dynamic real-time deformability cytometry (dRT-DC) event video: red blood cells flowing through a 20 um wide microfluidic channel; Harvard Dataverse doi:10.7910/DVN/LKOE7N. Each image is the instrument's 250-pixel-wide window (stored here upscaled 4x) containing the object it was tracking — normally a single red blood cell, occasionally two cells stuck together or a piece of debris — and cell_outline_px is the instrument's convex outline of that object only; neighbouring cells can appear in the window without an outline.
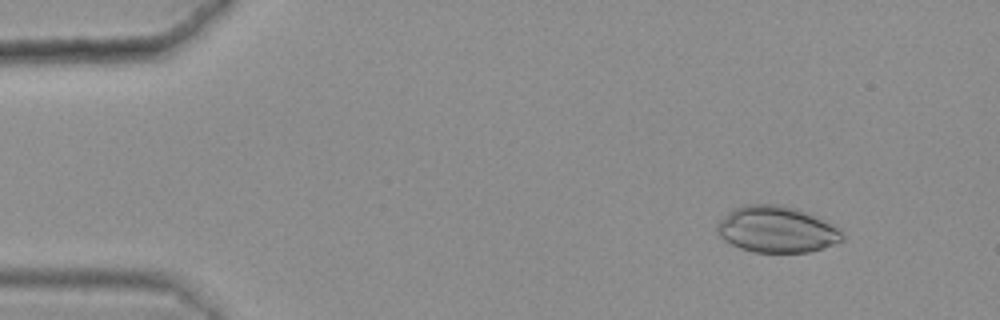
{"species": "common noctule bat (a hibernating species)", "species_latin": "Nyctalus noctula", "temperature_condition": "warm", "stored_images_in_passage": 47, "camera_frame_rate_fps": 3000, "um_per_image_px": 0.085, "animal": {"sex": "female", "body_mass_g": 25.1}, "frame": {"image": 1, "passage_image": 6, "time_ms": 1.667, "image_size_px": [1000, 320], "cell_outline_px": [[844, 240], [808, 252], [756, 252], [740, 248], [724, 240], [716, 232], [716, 224], [728, 212], [744, 204], [772, 204], [796, 208], [808, 212], [836, 224], [844, 232]], "centroid_in_image_um": [66.05, 19.49], "position_along_channel_um": 19.0, "area_um2": 33.99}}
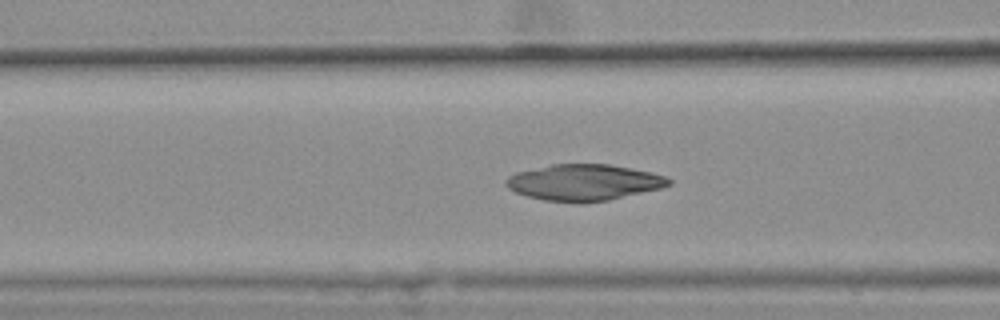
{"frame": {"image": 2, "passage_image": 22, "time_ms": 7.0, "image_size_px": [1000, 320], "cell_outline_px": [[672, 184], [660, 188], [608, 200], [580, 204], [544, 200], [528, 196], [516, 192], [508, 188], [504, 184], [504, 180], [508, 176], [516, 172], [552, 164], [608, 164], [652, 172], [664, 176], [672, 180]], "centroid_in_image_um": [49.6, 15.51], "position_along_channel_um": 117.0, "area_um2": 34.45}}
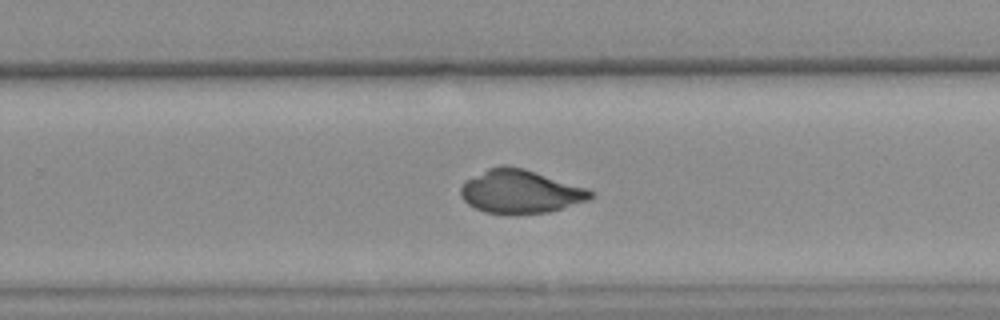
{"frame": {"image": 3, "passage_image": 36, "time_ms": 11.667, "image_size_px": [1000, 320], "cell_outline_px": [[596, 196], [588, 200], [548, 212], [484, 212], [468, 204], [460, 196], [460, 188], [468, 180], [488, 168], [500, 164], [508, 164], [524, 168], [588, 188]], "centroid_in_image_um": [44.25, 16.24], "position_along_channel_um": 285.5, "area_um2": 32.37}}